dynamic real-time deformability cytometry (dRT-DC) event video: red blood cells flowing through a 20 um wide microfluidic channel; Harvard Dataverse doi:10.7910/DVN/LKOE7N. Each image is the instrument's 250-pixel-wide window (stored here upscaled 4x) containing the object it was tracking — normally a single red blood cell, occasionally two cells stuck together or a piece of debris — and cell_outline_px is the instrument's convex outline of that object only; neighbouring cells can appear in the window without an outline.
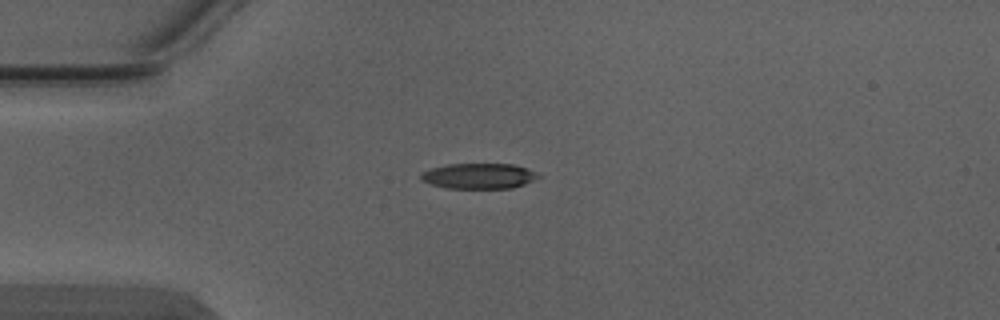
{"species": "Egyptian fruit bat (a non-hibernating species)", "species_latin": "Rousettus aegyptiacus", "temperature_condition": "warm", "stored_images_in_passage": 1, "camera_frame_rate_fps": 3000, "um_per_image_px": 0.085, "animal": {"sex": "male"}, "frame": {"image": 1, "passage_image": 1, "time_ms": 0.0, "image_size_px": [1000, 320], "cell_outline_px": [[544, 176], [524, 184], [512, 188], [448, 188], [432, 184], [420, 180], [420, 172], [432, 168], [448, 164], [512, 164], [528, 168]], "centroid_in_image_um": [40.73, 14.95], "position_along_channel_um": 44.3, "area_um2": 17.51}}